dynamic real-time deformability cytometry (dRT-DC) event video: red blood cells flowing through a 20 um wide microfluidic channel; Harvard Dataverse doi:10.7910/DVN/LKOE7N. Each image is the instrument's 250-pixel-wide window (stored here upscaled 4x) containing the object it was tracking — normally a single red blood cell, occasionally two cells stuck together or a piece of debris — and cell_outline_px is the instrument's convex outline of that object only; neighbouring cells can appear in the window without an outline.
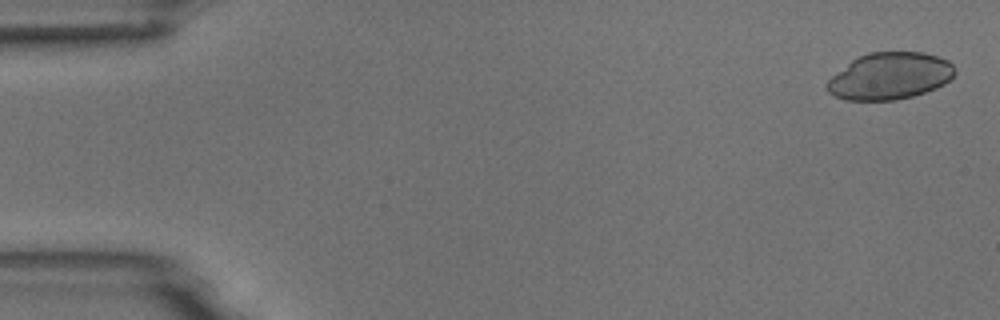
{"species": "common noctule bat (a hibernating species)", "species_latin": "Nyctalus noctula", "temperature_condition": "room temperature", "stored_images_in_passage": 6, "segment_of_instrument_passage": [1, 2], "camera_frame_rate_fps": 3000, "um_per_image_px": 0.085, "animal": {"sex": "male", "body_mass_g": 18.8}, "frame": {"image": 1, "passage_image": 1, "time_ms": 0.0, "image_size_px": [1000, 320], "cell_outline_px": [[956, 72], [944, 84], [936, 88], [912, 96], [896, 100], [844, 100], [828, 92], [824, 84], [832, 76], [852, 60], [868, 52], [924, 52], [948, 60], [956, 68]], "centroid_in_image_um": [75.63, 6.46], "position_along_channel_um": 9.4, "area_um2": 34.85}}